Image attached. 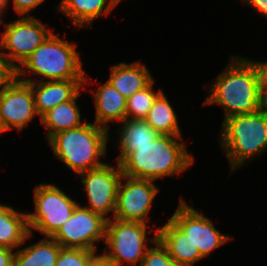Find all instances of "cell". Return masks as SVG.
<instances>
[{"instance_id":"cell-1","label":"cell","mask_w":267,"mask_h":266,"mask_svg":"<svg viewBox=\"0 0 267 266\" xmlns=\"http://www.w3.org/2000/svg\"><path fill=\"white\" fill-rule=\"evenodd\" d=\"M210 90L203 105L223 106L224 119L256 113L267 105L260 64L246 57L232 56Z\"/></svg>"},{"instance_id":"cell-2","label":"cell","mask_w":267,"mask_h":266,"mask_svg":"<svg viewBox=\"0 0 267 266\" xmlns=\"http://www.w3.org/2000/svg\"><path fill=\"white\" fill-rule=\"evenodd\" d=\"M183 136L160 134L144 146H134L119 164L125 176L156 181L183 173L194 163V157L186 149Z\"/></svg>"},{"instance_id":"cell-3","label":"cell","mask_w":267,"mask_h":266,"mask_svg":"<svg viewBox=\"0 0 267 266\" xmlns=\"http://www.w3.org/2000/svg\"><path fill=\"white\" fill-rule=\"evenodd\" d=\"M108 140L107 129L84 122L77 128L56 133L48 140V144L55 157L79 175L106 164L100 158L107 155Z\"/></svg>"},{"instance_id":"cell-4","label":"cell","mask_w":267,"mask_h":266,"mask_svg":"<svg viewBox=\"0 0 267 266\" xmlns=\"http://www.w3.org/2000/svg\"><path fill=\"white\" fill-rule=\"evenodd\" d=\"M76 48L52 32L17 69V79L29 83V76L39 75V81L85 79L86 85L88 79Z\"/></svg>"},{"instance_id":"cell-5","label":"cell","mask_w":267,"mask_h":266,"mask_svg":"<svg viewBox=\"0 0 267 266\" xmlns=\"http://www.w3.org/2000/svg\"><path fill=\"white\" fill-rule=\"evenodd\" d=\"M219 142L231 172L261 156L267 149V105L256 113L223 119Z\"/></svg>"},{"instance_id":"cell-6","label":"cell","mask_w":267,"mask_h":266,"mask_svg":"<svg viewBox=\"0 0 267 266\" xmlns=\"http://www.w3.org/2000/svg\"><path fill=\"white\" fill-rule=\"evenodd\" d=\"M147 224L142 222L120 221L115 218L107 220L103 254L110 266L139 265L146 251ZM108 249V250H107ZM127 262V263H126Z\"/></svg>"},{"instance_id":"cell-7","label":"cell","mask_w":267,"mask_h":266,"mask_svg":"<svg viewBox=\"0 0 267 266\" xmlns=\"http://www.w3.org/2000/svg\"><path fill=\"white\" fill-rule=\"evenodd\" d=\"M34 213H27L30 232L52 237L70 218L77 202L54 184H39L34 188Z\"/></svg>"},{"instance_id":"cell-8","label":"cell","mask_w":267,"mask_h":266,"mask_svg":"<svg viewBox=\"0 0 267 266\" xmlns=\"http://www.w3.org/2000/svg\"><path fill=\"white\" fill-rule=\"evenodd\" d=\"M52 32L53 29L47 30L36 17L22 16L7 23L0 33V53L18 69Z\"/></svg>"},{"instance_id":"cell-9","label":"cell","mask_w":267,"mask_h":266,"mask_svg":"<svg viewBox=\"0 0 267 266\" xmlns=\"http://www.w3.org/2000/svg\"><path fill=\"white\" fill-rule=\"evenodd\" d=\"M107 219L77 204L70 218L52 238L62 248L97 251L96 241L105 240Z\"/></svg>"},{"instance_id":"cell-10","label":"cell","mask_w":267,"mask_h":266,"mask_svg":"<svg viewBox=\"0 0 267 266\" xmlns=\"http://www.w3.org/2000/svg\"><path fill=\"white\" fill-rule=\"evenodd\" d=\"M79 177L89 201V204L84 207L107 220L113 218L118 187L123 177L120 164L117 163V167H114L106 163L99 168L79 174ZM112 211L113 217H105Z\"/></svg>"},{"instance_id":"cell-11","label":"cell","mask_w":267,"mask_h":266,"mask_svg":"<svg viewBox=\"0 0 267 266\" xmlns=\"http://www.w3.org/2000/svg\"><path fill=\"white\" fill-rule=\"evenodd\" d=\"M170 220L189 236L203 258L231 240V236L217 230L211 219L188 205L182 198Z\"/></svg>"},{"instance_id":"cell-12","label":"cell","mask_w":267,"mask_h":266,"mask_svg":"<svg viewBox=\"0 0 267 266\" xmlns=\"http://www.w3.org/2000/svg\"><path fill=\"white\" fill-rule=\"evenodd\" d=\"M123 179L125 182H123ZM153 182L123 175L118 187L113 218L120 221L147 224V221H149L148 213L153 205L152 202L159 192Z\"/></svg>"},{"instance_id":"cell-13","label":"cell","mask_w":267,"mask_h":266,"mask_svg":"<svg viewBox=\"0 0 267 266\" xmlns=\"http://www.w3.org/2000/svg\"><path fill=\"white\" fill-rule=\"evenodd\" d=\"M38 115L31 86L16 79L0 92V126L2 132L13 128L17 131L27 128L28 123Z\"/></svg>"},{"instance_id":"cell-14","label":"cell","mask_w":267,"mask_h":266,"mask_svg":"<svg viewBox=\"0 0 267 266\" xmlns=\"http://www.w3.org/2000/svg\"><path fill=\"white\" fill-rule=\"evenodd\" d=\"M28 84L34 94L36 112L41 117L48 110L73 99L82 91L81 87H85V79L29 80Z\"/></svg>"},{"instance_id":"cell-15","label":"cell","mask_w":267,"mask_h":266,"mask_svg":"<svg viewBox=\"0 0 267 266\" xmlns=\"http://www.w3.org/2000/svg\"><path fill=\"white\" fill-rule=\"evenodd\" d=\"M157 230V231H156ZM157 232V233H156ZM157 240L168 251L177 266H193L203 259L199 249L170 219L164 226L156 228Z\"/></svg>"},{"instance_id":"cell-16","label":"cell","mask_w":267,"mask_h":266,"mask_svg":"<svg viewBox=\"0 0 267 266\" xmlns=\"http://www.w3.org/2000/svg\"><path fill=\"white\" fill-rule=\"evenodd\" d=\"M154 78L145 64L119 63L111 66L107 80L122 96L129 99L133 94L147 87Z\"/></svg>"},{"instance_id":"cell-17","label":"cell","mask_w":267,"mask_h":266,"mask_svg":"<svg viewBox=\"0 0 267 266\" xmlns=\"http://www.w3.org/2000/svg\"><path fill=\"white\" fill-rule=\"evenodd\" d=\"M120 1L122 0H61L57 8L70 18L75 29H89L96 18L103 16V13H111Z\"/></svg>"},{"instance_id":"cell-18","label":"cell","mask_w":267,"mask_h":266,"mask_svg":"<svg viewBox=\"0 0 267 266\" xmlns=\"http://www.w3.org/2000/svg\"><path fill=\"white\" fill-rule=\"evenodd\" d=\"M96 110L95 124L109 129V122L119 121L121 124L126 119L127 99L121 95L108 81L100 85L94 94Z\"/></svg>"},{"instance_id":"cell-19","label":"cell","mask_w":267,"mask_h":266,"mask_svg":"<svg viewBox=\"0 0 267 266\" xmlns=\"http://www.w3.org/2000/svg\"><path fill=\"white\" fill-rule=\"evenodd\" d=\"M31 235L27 213L0 204V245L13 250L20 247Z\"/></svg>"},{"instance_id":"cell-20","label":"cell","mask_w":267,"mask_h":266,"mask_svg":"<svg viewBox=\"0 0 267 266\" xmlns=\"http://www.w3.org/2000/svg\"><path fill=\"white\" fill-rule=\"evenodd\" d=\"M119 131L120 154L117 163H120L130 152L134 151V146H144L154 141L160 134L155 131L145 119L126 118Z\"/></svg>"},{"instance_id":"cell-21","label":"cell","mask_w":267,"mask_h":266,"mask_svg":"<svg viewBox=\"0 0 267 266\" xmlns=\"http://www.w3.org/2000/svg\"><path fill=\"white\" fill-rule=\"evenodd\" d=\"M81 95L79 92L73 99L59 104L44 113L40 119L41 124L47 129L46 138L49 140L58 132L81 126V113L76 100Z\"/></svg>"},{"instance_id":"cell-22","label":"cell","mask_w":267,"mask_h":266,"mask_svg":"<svg viewBox=\"0 0 267 266\" xmlns=\"http://www.w3.org/2000/svg\"><path fill=\"white\" fill-rule=\"evenodd\" d=\"M61 248L52 237H45L15 251L14 266H55Z\"/></svg>"},{"instance_id":"cell-23","label":"cell","mask_w":267,"mask_h":266,"mask_svg":"<svg viewBox=\"0 0 267 266\" xmlns=\"http://www.w3.org/2000/svg\"><path fill=\"white\" fill-rule=\"evenodd\" d=\"M144 119L159 134L182 136L177 115L163 91L157 96Z\"/></svg>"},{"instance_id":"cell-24","label":"cell","mask_w":267,"mask_h":266,"mask_svg":"<svg viewBox=\"0 0 267 266\" xmlns=\"http://www.w3.org/2000/svg\"><path fill=\"white\" fill-rule=\"evenodd\" d=\"M155 79L144 89L133 94L126 102V118L144 119L149 113L155 99L162 92L153 90Z\"/></svg>"},{"instance_id":"cell-25","label":"cell","mask_w":267,"mask_h":266,"mask_svg":"<svg viewBox=\"0 0 267 266\" xmlns=\"http://www.w3.org/2000/svg\"><path fill=\"white\" fill-rule=\"evenodd\" d=\"M150 241L152 246L146 251L139 266H177L168 251L157 240V234Z\"/></svg>"},{"instance_id":"cell-26","label":"cell","mask_w":267,"mask_h":266,"mask_svg":"<svg viewBox=\"0 0 267 266\" xmlns=\"http://www.w3.org/2000/svg\"><path fill=\"white\" fill-rule=\"evenodd\" d=\"M94 253L82 248H61L55 266H84Z\"/></svg>"},{"instance_id":"cell-27","label":"cell","mask_w":267,"mask_h":266,"mask_svg":"<svg viewBox=\"0 0 267 266\" xmlns=\"http://www.w3.org/2000/svg\"><path fill=\"white\" fill-rule=\"evenodd\" d=\"M17 79V68L0 53V92Z\"/></svg>"},{"instance_id":"cell-28","label":"cell","mask_w":267,"mask_h":266,"mask_svg":"<svg viewBox=\"0 0 267 266\" xmlns=\"http://www.w3.org/2000/svg\"><path fill=\"white\" fill-rule=\"evenodd\" d=\"M45 0H12L13 9L15 13L20 16H30V11L34 10L37 6L43 3ZM9 0H6L8 5ZM29 13V14H28ZM28 14V15H27Z\"/></svg>"},{"instance_id":"cell-29","label":"cell","mask_w":267,"mask_h":266,"mask_svg":"<svg viewBox=\"0 0 267 266\" xmlns=\"http://www.w3.org/2000/svg\"><path fill=\"white\" fill-rule=\"evenodd\" d=\"M14 256L12 249L0 245V266H14Z\"/></svg>"},{"instance_id":"cell-30","label":"cell","mask_w":267,"mask_h":266,"mask_svg":"<svg viewBox=\"0 0 267 266\" xmlns=\"http://www.w3.org/2000/svg\"><path fill=\"white\" fill-rule=\"evenodd\" d=\"M84 266H110L106 256L102 253L101 255L95 252L85 263Z\"/></svg>"},{"instance_id":"cell-31","label":"cell","mask_w":267,"mask_h":266,"mask_svg":"<svg viewBox=\"0 0 267 266\" xmlns=\"http://www.w3.org/2000/svg\"><path fill=\"white\" fill-rule=\"evenodd\" d=\"M247 5H250L255 9V11L259 12L260 15H264L267 17V0H242Z\"/></svg>"},{"instance_id":"cell-32","label":"cell","mask_w":267,"mask_h":266,"mask_svg":"<svg viewBox=\"0 0 267 266\" xmlns=\"http://www.w3.org/2000/svg\"><path fill=\"white\" fill-rule=\"evenodd\" d=\"M261 70H262V76H263V88L265 95L267 96V61L265 62H259Z\"/></svg>"},{"instance_id":"cell-33","label":"cell","mask_w":267,"mask_h":266,"mask_svg":"<svg viewBox=\"0 0 267 266\" xmlns=\"http://www.w3.org/2000/svg\"><path fill=\"white\" fill-rule=\"evenodd\" d=\"M4 11H6V7H0V25H4V26H6L7 25V23H3V20L1 19L2 18V14L4 13Z\"/></svg>"},{"instance_id":"cell-34","label":"cell","mask_w":267,"mask_h":266,"mask_svg":"<svg viewBox=\"0 0 267 266\" xmlns=\"http://www.w3.org/2000/svg\"><path fill=\"white\" fill-rule=\"evenodd\" d=\"M0 7H7L6 0H0Z\"/></svg>"}]
</instances>
